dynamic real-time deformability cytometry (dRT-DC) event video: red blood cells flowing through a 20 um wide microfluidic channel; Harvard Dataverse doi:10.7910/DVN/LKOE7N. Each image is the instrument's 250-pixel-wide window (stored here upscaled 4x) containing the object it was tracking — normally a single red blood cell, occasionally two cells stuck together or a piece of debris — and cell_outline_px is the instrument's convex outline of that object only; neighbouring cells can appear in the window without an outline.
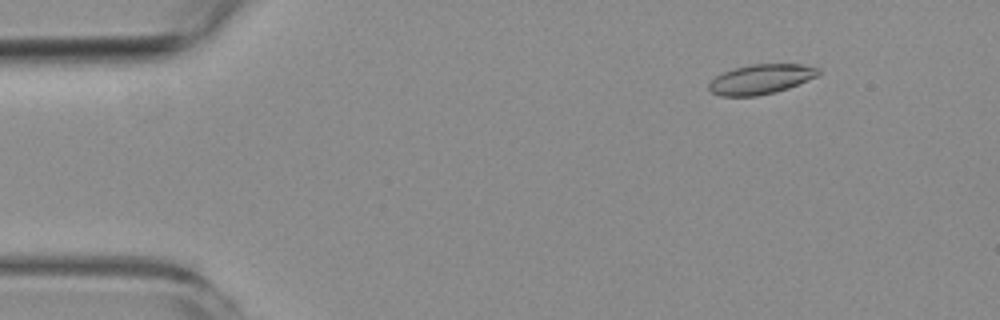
{"species": "common noctule bat (a hibernating species)", "species_latin": "Nyctalus noctula", "temperature_condition": "room temperature", "stored_images_in_passage": 5, "camera_frame_rate_fps": 3000, "um_per_image_px": 0.085, "animal": {"sex": "female", "body_mass_g": 19.3, "forearm_length_mm": 54.1}, "frame": {"image": 1, "passage_image": 2, "time_ms": 1.0, "image_size_px": [1000, 320], "cell_outline_px": [[820, 72], [816, 76], [788, 88], [776, 92], [756, 96], [720, 96], [712, 92], [708, 88], [708, 84], [716, 76], [724, 72], [736, 68], [752, 64], [800, 64], [820, 68]], "centroid_in_image_um": [64.66, 6.73], "position_along_channel_um": 20.3, "area_um2": 18.79}}